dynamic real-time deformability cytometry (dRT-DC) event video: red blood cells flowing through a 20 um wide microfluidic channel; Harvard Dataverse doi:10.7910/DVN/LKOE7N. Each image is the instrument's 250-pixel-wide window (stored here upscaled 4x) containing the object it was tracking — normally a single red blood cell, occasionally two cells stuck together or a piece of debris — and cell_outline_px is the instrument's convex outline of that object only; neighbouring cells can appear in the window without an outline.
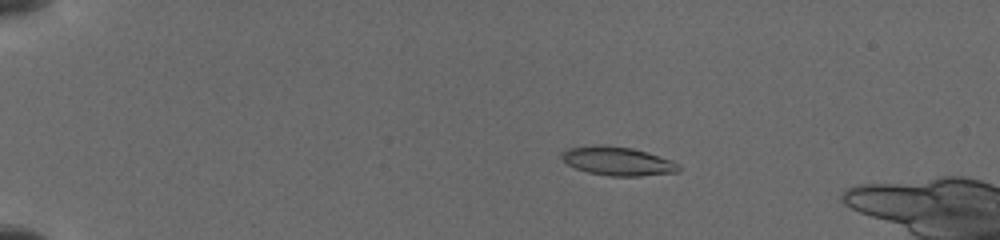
{"species": "common noctule bat (a hibernating species)", "species_latin": "Nyctalus noctula", "temperature_condition": "cold", "stored_images_in_passage": 11, "camera_frame_rate_fps": 3000, "um_per_image_px": 0.085, "animal": {"sex": "female", "body_mass_g": 19.5, "forearm_length_mm": 54.1}, "frame": {"image": 1, "passage_image": 5, "time_ms": 2.667, "image_size_px": [1000, 240], "cell_outline_px": [[680, 172], [640, 176], [612, 176], [588, 172], [576, 168], [568, 164], [560, 156], [568, 148], [596, 144], [604, 144], [632, 148], [648, 152], [672, 160], [680, 164]], "centroid_in_image_um": [52.55, 13.69], "position_along_channel_um": 32.5, "area_um2": 19.71}}